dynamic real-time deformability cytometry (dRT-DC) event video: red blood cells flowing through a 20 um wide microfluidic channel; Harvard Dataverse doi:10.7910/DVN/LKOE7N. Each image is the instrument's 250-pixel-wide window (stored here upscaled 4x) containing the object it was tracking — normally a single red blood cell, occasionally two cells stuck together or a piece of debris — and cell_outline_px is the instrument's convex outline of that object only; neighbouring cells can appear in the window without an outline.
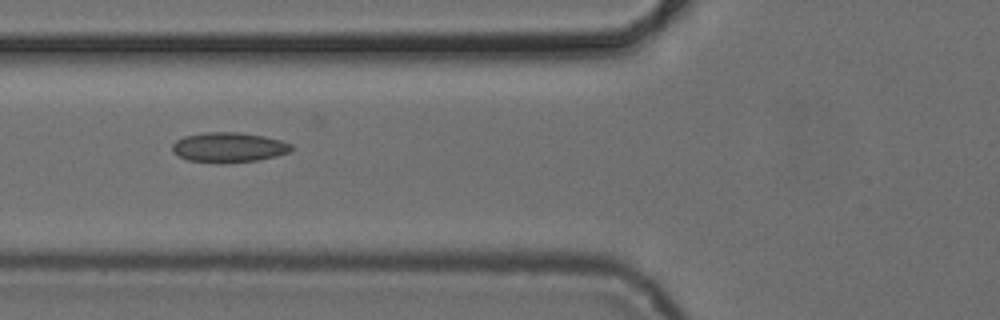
{"species": "common noctule bat (a hibernating species)", "species_latin": "Nyctalus noctula", "temperature_condition": "cold", "stored_images_in_passage": 6, "camera_frame_rate_fps": 3000, "um_per_image_px": 0.085, "animal": {"sex": "female", "body_mass_g": 24.6, "forearm_length_mm": 56.2}, "frame": {"image": 1, "passage_image": 5, "time_ms": 5.333, "image_size_px": [1000, 320], "cell_outline_px": [[296, 148], [288, 152], [276, 156], [260, 160], [224, 164], [220, 164], [188, 160], [172, 152], [172, 144], [176, 140], [184, 136], [204, 132], [240, 132], [264, 136], [280, 140], [292, 144]], "centroid_in_image_um": [19.45, 12.53], "position_along_channel_um": 106.3, "area_um2": 21.15}}
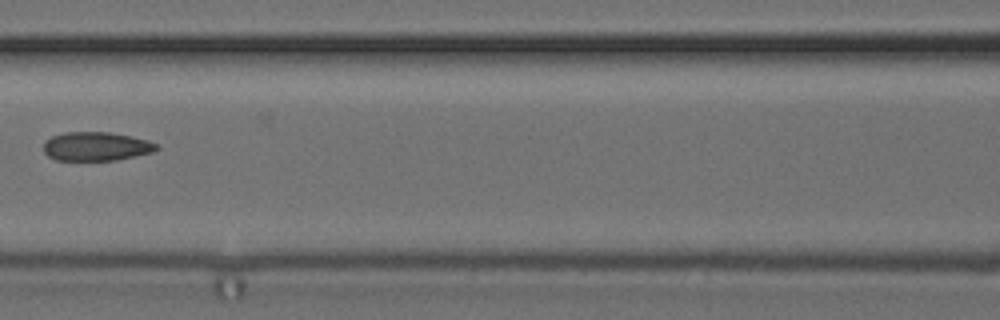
{"frame": {"image": 2, "passage_image": 6, "time_ms": 6.667, "image_size_px": [1000, 320], "cell_outline_px": [[160, 148], [152, 152], [116, 160], [56, 160], [48, 156], [44, 152], [44, 140], [52, 136], [64, 132], [108, 132], [132, 136], [148, 140], [160, 144]], "centroid_in_image_um": [8.19, 12.43], "position_along_channel_um": 158.4, "area_um2": 19.13}}